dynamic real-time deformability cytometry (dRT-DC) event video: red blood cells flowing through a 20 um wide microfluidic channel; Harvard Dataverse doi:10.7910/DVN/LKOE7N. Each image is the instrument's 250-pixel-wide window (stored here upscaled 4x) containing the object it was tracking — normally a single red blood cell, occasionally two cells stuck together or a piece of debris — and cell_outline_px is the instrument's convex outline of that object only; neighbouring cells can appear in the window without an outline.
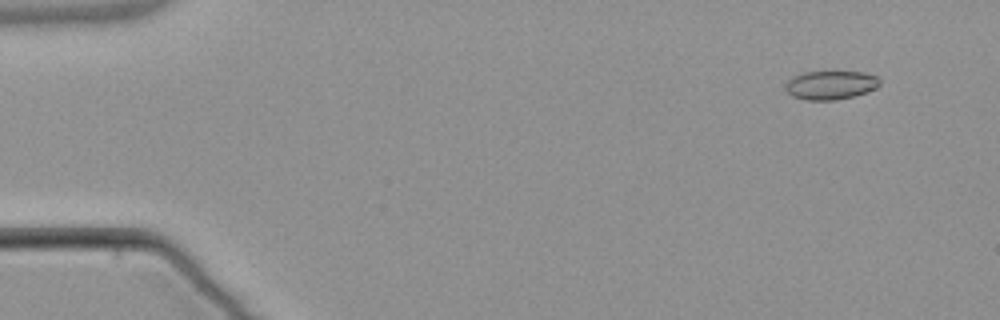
{"species": "common noctule bat (a hibernating species)", "species_latin": "Nyctalus noctula", "temperature_condition": "warm", "stored_images_in_passage": 3, "camera_frame_rate_fps": 3000, "um_per_image_px": 0.085, "animal": {"sex": "male", "body_mass_g": 21.5, "forearm_length_mm": 52.0}, "frame": {"image": 1, "passage_image": 1, "time_ms": 0.0, "image_size_px": [1000, 320], "cell_outline_px": [[880, 84], [876, 88], [868, 92], [836, 100], [804, 100], [792, 96], [784, 88], [784, 84], [792, 76], [804, 72], [864, 72], [876, 76], [880, 80]], "centroid_in_image_um": [70.58, 7.23], "position_along_channel_um": 14.4, "area_um2": 15.9}}
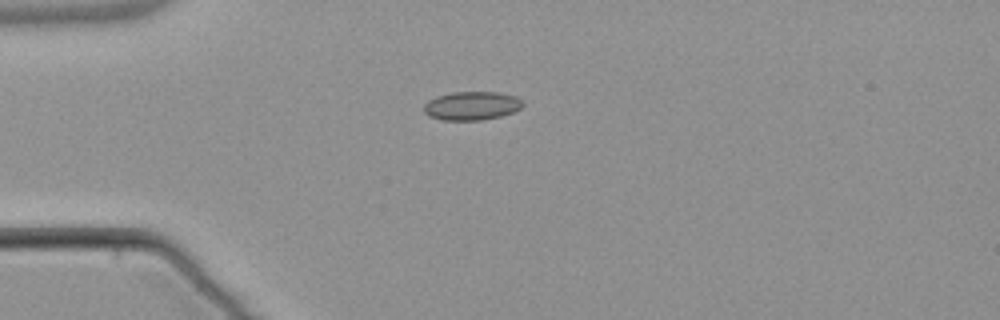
{"frame": {"image": 2, "passage_image": 3, "time_ms": 3.333, "image_size_px": [1000, 320], "cell_outline_px": [[524, 104], [520, 108], [512, 112], [500, 116], [480, 120], [444, 120], [428, 116], [424, 112], [424, 104], [428, 100], [436, 96], [452, 92], [500, 92], [516, 96]], "centroid_in_image_um": [40.07, 8.98], "position_along_channel_um": 44.9, "area_um2": 16.47}}